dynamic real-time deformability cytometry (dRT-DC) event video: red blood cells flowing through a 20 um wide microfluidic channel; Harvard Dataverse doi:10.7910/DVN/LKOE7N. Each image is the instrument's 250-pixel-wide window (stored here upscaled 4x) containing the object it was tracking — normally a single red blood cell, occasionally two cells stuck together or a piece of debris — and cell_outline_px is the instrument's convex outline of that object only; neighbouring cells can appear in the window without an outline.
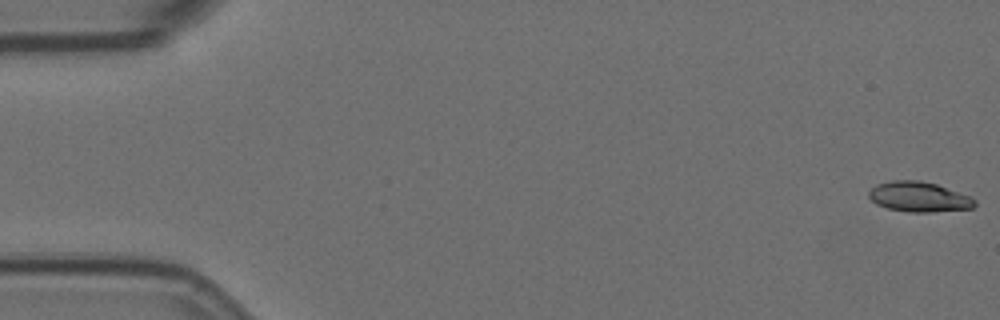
{"species": "Egyptian fruit bat (a non-hibernating species)", "species_latin": "Rousettus aegyptiacus", "temperature_condition": "room temperature", "stored_images_in_passage": 8, "camera_frame_rate_fps": 3000, "um_per_image_px": 0.085, "animal": {"sex": "female"}, "frame": {"image": 1, "passage_image": 1, "time_ms": 0.0, "image_size_px": [1000, 320], "cell_outline_px": [[976, 204], [972, 208], [928, 212], [908, 212], [888, 208], [876, 204], [868, 196], [868, 192], [876, 184], [892, 180], [920, 180], [936, 184], [972, 196], [976, 200]], "centroid_in_image_um": [78.11, 16.72], "position_along_channel_um": 6.9, "area_um2": 18.61}}
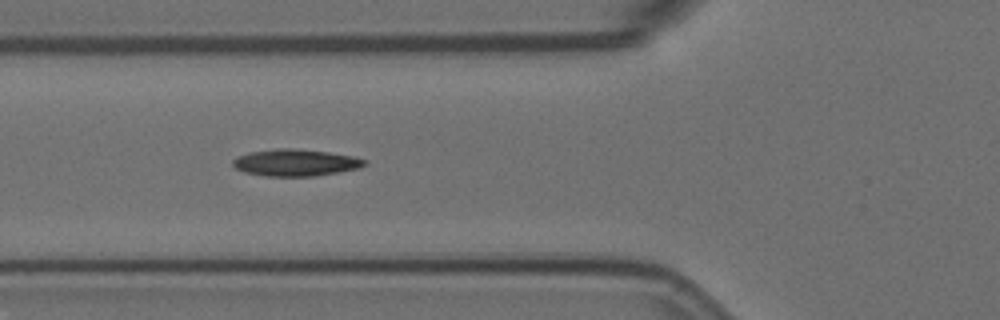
{"frame": {"image": 2, "passage_image": 7, "time_ms": 2.0, "image_size_px": [1000, 320], "cell_outline_px": [[368, 164], [360, 168], [316, 176], [264, 176], [244, 172], [236, 168], [232, 164], [232, 160], [236, 156], [252, 152], [280, 148], [288, 148], [328, 152], [352, 156], [368, 160]], "centroid_in_image_um": [25.14, 13.83], "position_along_channel_um": 100.7, "area_um2": 20.58}}
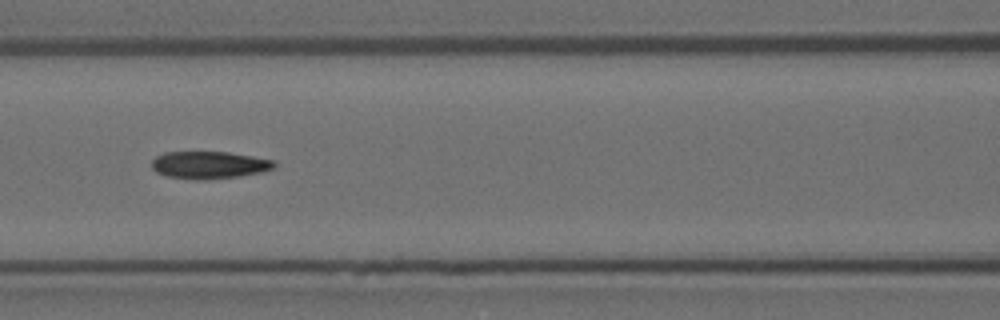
{"frame": {"image": 3, "passage_image": 8, "time_ms": 2.333, "image_size_px": [1000, 320], "cell_outline_px": [[276, 168], [260, 172], [240, 176], [204, 180], [196, 180], [168, 176], [156, 172], [152, 168], [152, 160], [156, 156], [164, 152], [228, 152], [252, 156], [272, 160], [276, 164]], "centroid_in_image_um": [17.77, 14.02], "position_along_channel_um": 148.8, "area_um2": 19.54}}